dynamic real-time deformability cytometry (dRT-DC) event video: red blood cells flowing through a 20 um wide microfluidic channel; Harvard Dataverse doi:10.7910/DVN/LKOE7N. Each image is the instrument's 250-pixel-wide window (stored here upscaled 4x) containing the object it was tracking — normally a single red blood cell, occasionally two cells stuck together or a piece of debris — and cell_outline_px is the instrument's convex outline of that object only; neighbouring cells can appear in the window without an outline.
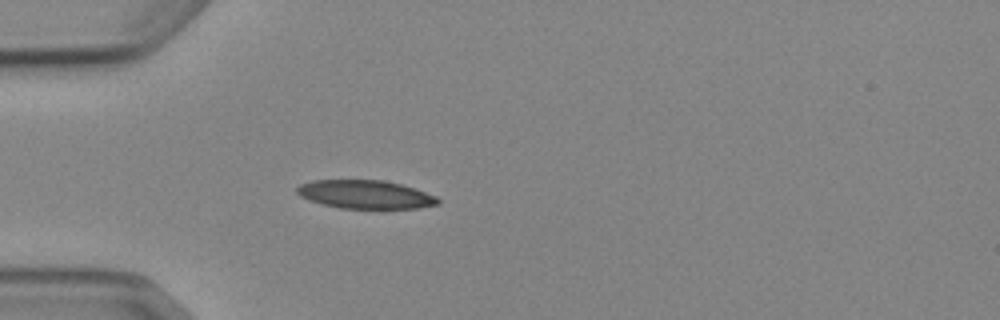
{"species": "Egyptian fruit bat (a non-hibernating species)", "species_latin": "Rousettus aegyptiacus", "temperature_condition": "cold", "stored_images_in_passage": 1, "camera_frame_rate_fps": 3000, "um_per_image_px": 0.085, "animal": {"sex": "female"}, "frame": {"image": 1, "passage_image": 1, "time_ms": 0.0, "image_size_px": [1000, 320], "cell_outline_px": [[440, 204], [420, 208], [340, 208], [308, 200], [300, 196], [296, 192], [296, 188], [300, 184], [312, 180], [384, 180], [400, 184], [436, 196], [440, 200]], "centroid_in_image_um": [31.04, 16.52], "position_along_channel_um": 54.0, "area_um2": 23.24}}